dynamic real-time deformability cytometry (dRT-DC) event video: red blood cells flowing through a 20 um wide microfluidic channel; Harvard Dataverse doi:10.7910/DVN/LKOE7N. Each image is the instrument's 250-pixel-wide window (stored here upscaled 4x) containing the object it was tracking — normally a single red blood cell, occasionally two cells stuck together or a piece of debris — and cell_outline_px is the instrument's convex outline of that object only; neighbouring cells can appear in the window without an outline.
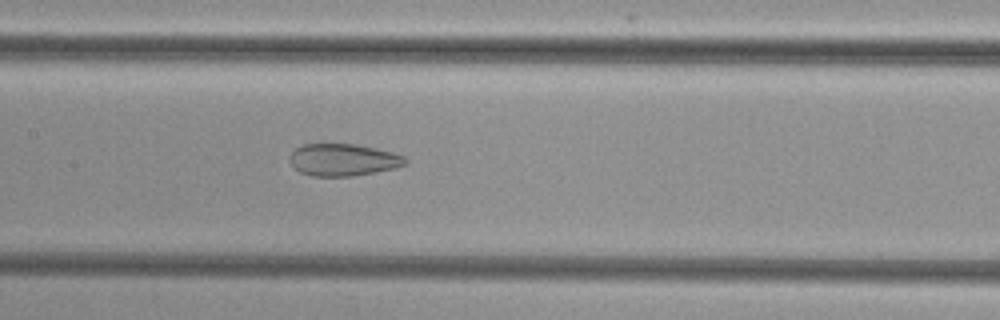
{"species": "common noctule bat (a hibernating species)", "species_latin": "Nyctalus noctula", "temperature_condition": "cold", "stored_images_in_passage": 42, "camera_frame_rate_fps": 3000, "um_per_image_px": 0.085, "animal": {"sex": "female", "body_mass_g": 29.2, "forearm_length_mm": 56.3}, "frame": {"image": 1, "passage_image": 25, "time_ms": 8.0, "image_size_px": [1000, 320], "cell_outline_px": [[408, 164], [396, 168], [376, 172], [352, 176], [312, 176], [300, 172], [292, 164], [292, 152], [296, 148], [304, 144], [356, 144], [376, 148], [392, 152], [404, 156], [408, 160]], "centroid_in_image_um": [29.24, 13.59], "position_along_channel_um": 178.2, "area_um2": 21.56}}
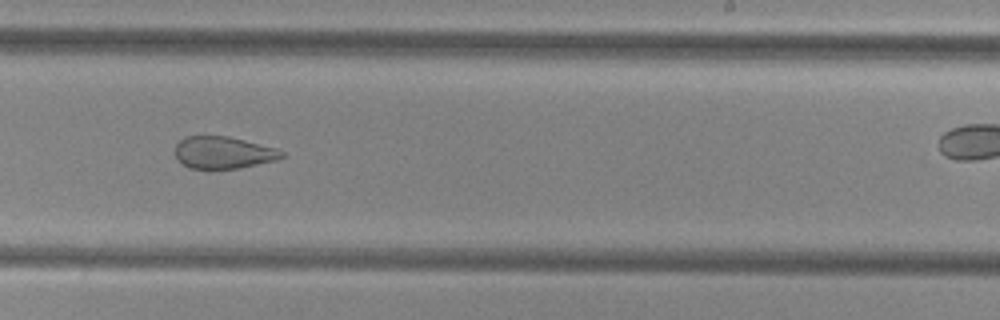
{"frame": {"image": 2, "passage_image": 32, "time_ms": 10.333, "image_size_px": [1000, 320], "cell_outline_px": [[284, 156], [276, 160], [240, 168], [188, 168], [176, 160], [176, 144], [184, 136], [228, 136], [276, 148], [284, 152]], "centroid_in_image_um": [18.96, 12.96], "position_along_channel_um": 270.0, "area_um2": 19.88}}
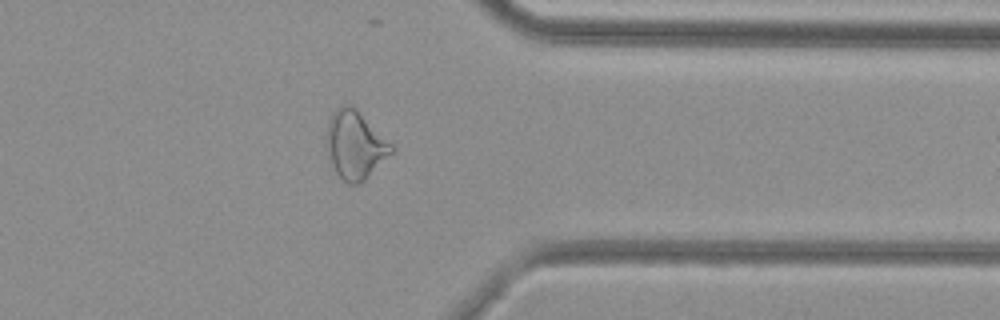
{"frame": {"image": 3, "passage_image": 41, "time_ms": 13.333, "image_size_px": [1000, 320], "cell_outline_px": [[396, 148], [364, 180], [356, 184], [348, 184], [328, 164], [324, 136], [328, 120], [332, 112], [336, 108], [344, 104], [352, 104]], "centroid_in_image_um": [30.11, 12.29], "position_along_channel_um": 381.3, "area_um2": 26.13}}